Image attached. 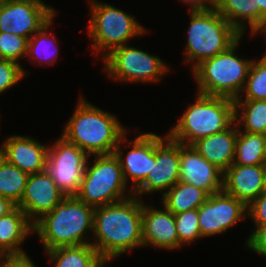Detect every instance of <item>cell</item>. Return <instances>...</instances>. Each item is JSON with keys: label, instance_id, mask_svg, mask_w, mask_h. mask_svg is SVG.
I'll use <instances>...</instances> for the list:
<instances>
[{"label": "cell", "instance_id": "cell-1", "mask_svg": "<svg viewBox=\"0 0 266 267\" xmlns=\"http://www.w3.org/2000/svg\"><path fill=\"white\" fill-rule=\"evenodd\" d=\"M92 235L91 245L106 264L127 251L144 247L142 200L132 195L125 200L94 208Z\"/></svg>", "mask_w": 266, "mask_h": 267}, {"label": "cell", "instance_id": "cell-2", "mask_svg": "<svg viewBox=\"0 0 266 267\" xmlns=\"http://www.w3.org/2000/svg\"><path fill=\"white\" fill-rule=\"evenodd\" d=\"M78 100L61 136L90 157L112 154L127 133L126 126L121 124L116 114L98 108L85 100V97L81 96Z\"/></svg>", "mask_w": 266, "mask_h": 267}, {"label": "cell", "instance_id": "cell-3", "mask_svg": "<svg viewBox=\"0 0 266 267\" xmlns=\"http://www.w3.org/2000/svg\"><path fill=\"white\" fill-rule=\"evenodd\" d=\"M93 221L94 208L71 195L39 219L33 229L45 251H49L62 246L91 244L89 235L93 234Z\"/></svg>", "mask_w": 266, "mask_h": 267}, {"label": "cell", "instance_id": "cell-4", "mask_svg": "<svg viewBox=\"0 0 266 267\" xmlns=\"http://www.w3.org/2000/svg\"><path fill=\"white\" fill-rule=\"evenodd\" d=\"M177 124L167 132L174 141L192 145L198 139L229 128L234 123V100L197 93Z\"/></svg>", "mask_w": 266, "mask_h": 267}, {"label": "cell", "instance_id": "cell-5", "mask_svg": "<svg viewBox=\"0 0 266 267\" xmlns=\"http://www.w3.org/2000/svg\"><path fill=\"white\" fill-rule=\"evenodd\" d=\"M243 35L226 51L206 59L193 70L197 93L235 100L241 94L253 59H242L236 50Z\"/></svg>", "mask_w": 266, "mask_h": 267}, {"label": "cell", "instance_id": "cell-6", "mask_svg": "<svg viewBox=\"0 0 266 267\" xmlns=\"http://www.w3.org/2000/svg\"><path fill=\"white\" fill-rule=\"evenodd\" d=\"M190 24L187 30L184 63H192L193 70L202 61L226 51L242 35L218 12L189 10Z\"/></svg>", "mask_w": 266, "mask_h": 267}, {"label": "cell", "instance_id": "cell-7", "mask_svg": "<svg viewBox=\"0 0 266 267\" xmlns=\"http://www.w3.org/2000/svg\"><path fill=\"white\" fill-rule=\"evenodd\" d=\"M89 7L91 18L87 28L93 42L92 53L96 52V56L102 53L103 59L114 49L126 45L131 38L148 32L134 15L108 3L90 0Z\"/></svg>", "mask_w": 266, "mask_h": 267}, {"label": "cell", "instance_id": "cell-8", "mask_svg": "<svg viewBox=\"0 0 266 267\" xmlns=\"http://www.w3.org/2000/svg\"><path fill=\"white\" fill-rule=\"evenodd\" d=\"M93 165L87 159L79 192L76 196L93 208L125 200L133 191H126L122 168L114 153L93 155Z\"/></svg>", "mask_w": 266, "mask_h": 267}, {"label": "cell", "instance_id": "cell-9", "mask_svg": "<svg viewBox=\"0 0 266 267\" xmlns=\"http://www.w3.org/2000/svg\"><path fill=\"white\" fill-rule=\"evenodd\" d=\"M103 61L108 78L122 83H154L170 71L158 55H150L128 44L114 49Z\"/></svg>", "mask_w": 266, "mask_h": 267}, {"label": "cell", "instance_id": "cell-10", "mask_svg": "<svg viewBox=\"0 0 266 267\" xmlns=\"http://www.w3.org/2000/svg\"><path fill=\"white\" fill-rule=\"evenodd\" d=\"M89 157L77 145L62 136L49 146L46 171L66 196L79 192Z\"/></svg>", "mask_w": 266, "mask_h": 267}, {"label": "cell", "instance_id": "cell-11", "mask_svg": "<svg viewBox=\"0 0 266 267\" xmlns=\"http://www.w3.org/2000/svg\"><path fill=\"white\" fill-rule=\"evenodd\" d=\"M43 0H2L0 3V32L29 39L57 14Z\"/></svg>", "mask_w": 266, "mask_h": 267}, {"label": "cell", "instance_id": "cell-12", "mask_svg": "<svg viewBox=\"0 0 266 267\" xmlns=\"http://www.w3.org/2000/svg\"><path fill=\"white\" fill-rule=\"evenodd\" d=\"M180 143L166 133L164 137L155 133V163L146 179L133 191L140 199L145 194L161 192V197L179 181Z\"/></svg>", "mask_w": 266, "mask_h": 267}, {"label": "cell", "instance_id": "cell-13", "mask_svg": "<svg viewBox=\"0 0 266 267\" xmlns=\"http://www.w3.org/2000/svg\"><path fill=\"white\" fill-rule=\"evenodd\" d=\"M247 206L223 190L209 195L198 208L201 237L223 234L239 220H246Z\"/></svg>", "mask_w": 266, "mask_h": 267}, {"label": "cell", "instance_id": "cell-14", "mask_svg": "<svg viewBox=\"0 0 266 267\" xmlns=\"http://www.w3.org/2000/svg\"><path fill=\"white\" fill-rule=\"evenodd\" d=\"M126 137L127 133L121 138L113 153L119 160L126 184L131 179V190L134 191L146 179L155 163V134H139L134 140L129 141L131 150L123 155L122 146L127 141Z\"/></svg>", "mask_w": 266, "mask_h": 267}, {"label": "cell", "instance_id": "cell-15", "mask_svg": "<svg viewBox=\"0 0 266 267\" xmlns=\"http://www.w3.org/2000/svg\"><path fill=\"white\" fill-rule=\"evenodd\" d=\"M65 197L66 194L44 170L28 176L24 194L16 206L25 212L29 221L34 225Z\"/></svg>", "mask_w": 266, "mask_h": 267}, {"label": "cell", "instance_id": "cell-16", "mask_svg": "<svg viewBox=\"0 0 266 267\" xmlns=\"http://www.w3.org/2000/svg\"><path fill=\"white\" fill-rule=\"evenodd\" d=\"M179 170V181L199 187L209 195L223 189V172L204 159L193 145L180 143Z\"/></svg>", "mask_w": 266, "mask_h": 267}, {"label": "cell", "instance_id": "cell-17", "mask_svg": "<svg viewBox=\"0 0 266 267\" xmlns=\"http://www.w3.org/2000/svg\"><path fill=\"white\" fill-rule=\"evenodd\" d=\"M142 239L143 245L159 249L174 250L183 245L179 242L174 214L164 205L162 209L142 201Z\"/></svg>", "mask_w": 266, "mask_h": 267}, {"label": "cell", "instance_id": "cell-18", "mask_svg": "<svg viewBox=\"0 0 266 267\" xmlns=\"http://www.w3.org/2000/svg\"><path fill=\"white\" fill-rule=\"evenodd\" d=\"M5 160L28 175L46 170L49 146L25 135H11L2 142Z\"/></svg>", "mask_w": 266, "mask_h": 267}, {"label": "cell", "instance_id": "cell-19", "mask_svg": "<svg viewBox=\"0 0 266 267\" xmlns=\"http://www.w3.org/2000/svg\"><path fill=\"white\" fill-rule=\"evenodd\" d=\"M265 165L232 164L223 173V191L246 206L262 194Z\"/></svg>", "mask_w": 266, "mask_h": 267}, {"label": "cell", "instance_id": "cell-20", "mask_svg": "<svg viewBox=\"0 0 266 267\" xmlns=\"http://www.w3.org/2000/svg\"><path fill=\"white\" fill-rule=\"evenodd\" d=\"M238 130L234 122L226 130L200 138L192 145L204 159L224 173L234 161Z\"/></svg>", "mask_w": 266, "mask_h": 267}, {"label": "cell", "instance_id": "cell-21", "mask_svg": "<svg viewBox=\"0 0 266 267\" xmlns=\"http://www.w3.org/2000/svg\"><path fill=\"white\" fill-rule=\"evenodd\" d=\"M34 233L33 224L25 212L16 206L0 218V255L24 253L21 244Z\"/></svg>", "mask_w": 266, "mask_h": 267}, {"label": "cell", "instance_id": "cell-22", "mask_svg": "<svg viewBox=\"0 0 266 267\" xmlns=\"http://www.w3.org/2000/svg\"><path fill=\"white\" fill-rule=\"evenodd\" d=\"M216 9L241 35L248 27L252 37L259 34V5L256 0H220Z\"/></svg>", "mask_w": 266, "mask_h": 267}, {"label": "cell", "instance_id": "cell-23", "mask_svg": "<svg viewBox=\"0 0 266 267\" xmlns=\"http://www.w3.org/2000/svg\"><path fill=\"white\" fill-rule=\"evenodd\" d=\"M54 267H103L106 262L91 244L62 246L45 252Z\"/></svg>", "mask_w": 266, "mask_h": 267}, {"label": "cell", "instance_id": "cell-24", "mask_svg": "<svg viewBox=\"0 0 266 267\" xmlns=\"http://www.w3.org/2000/svg\"><path fill=\"white\" fill-rule=\"evenodd\" d=\"M209 197V194L194 185L178 181L162 197L164 205L173 214L198 209Z\"/></svg>", "mask_w": 266, "mask_h": 267}, {"label": "cell", "instance_id": "cell-25", "mask_svg": "<svg viewBox=\"0 0 266 267\" xmlns=\"http://www.w3.org/2000/svg\"><path fill=\"white\" fill-rule=\"evenodd\" d=\"M234 122L239 131L262 134L266 130V100H234ZM243 130H241V126Z\"/></svg>", "mask_w": 266, "mask_h": 267}, {"label": "cell", "instance_id": "cell-26", "mask_svg": "<svg viewBox=\"0 0 266 267\" xmlns=\"http://www.w3.org/2000/svg\"><path fill=\"white\" fill-rule=\"evenodd\" d=\"M53 19L54 17L28 40L26 58L33 60L32 63L34 64L37 61L39 66L42 65L43 62V66L45 64H55L54 62L58 58V41L56 40V36L53 35V31H49V28L54 22Z\"/></svg>", "mask_w": 266, "mask_h": 267}, {"label": "cell", "instance_id": "cell-27", "mask_svg": "<svg viewBox=\"0 0 266 267\" xmlns=\"http://www.w3.org/2000/svg\"><path fill=\"white\" fill-rule=\"evenodd\" d=\"M233 164L266 165V151L262 134L238 130Z\"/></svg>", "mask_w": 266, "mask_h": 267}, {"label": "cell", "instance_id": "cell-28", "mask_svg": "<svg viewBox=\"0 0 266 267\" xmlns=\"http://www.w3.org/2000/svg\"><path fill=\"white\" fill-rule=\"evenodd\" d=\"M28 176L5 160L0 166V195L17 205L24 194Z\"/></svg>", "mask_w": 266, "mask_h": 267}, {"label": "cell", "instance_id": "cell-29", "mask_svg": "<svg viewBox=\"0 0 266 267\" xmlns=\"http://www.w3.org/2000/svg\"><path fill=\"white\" fill-rule=\"evenodd\" d=\"M242 96L244 100H266V52L260 60L253 59L244 88L238 98Z\"/></svg>", "mask_w": 266, "mask_h": 267}, {"label": "cell", "instance_id": "cell-30", "mask_svg": "<svg viewBox=\"0 0 266 267\" xmlns=\"http://www.w3.org/2000/svg\"><path fill=\"white\" fill-rule=\"evenodd\" d=\"M174 218L178 239L182 245H190L191 242L202 238L198 222V209L174 214Z\"/></svg>", "mask_w": 266, "mask_h": 267}, {"label": "cell", "instance_id": "cell-31", "mask_svg": "<svg viewBox=\"0 0 266 267\" xmlns=\"http://www.w3.org/2000/svg\"><path fill=\"white\" fill-rule=\"evenodd\" d=\"M28 40L25 37L0 32V59L20 63V59L27 55Z\"/></svg>", "mask_w": 266, "mask_h": 267}, {"label": "cell", "instance_id": "cell-32", "mask_svg": "<svg viewBox=\"0 0 266 267\" xmlns=\"http://www.w3.org/2000/svg\"><path fill=\"white\" fill-rule=\"evenodd\" d=\"M27 72L28 71L17 62L0 59V94L16 86L19 81L26 77L28 74Z\"/></svg>", "mask_w": 266, "mask_h": 267}, {"label": "cell", "instance_id": "cell-33", "mask_svg": "<svg viewBox=\"0 0 266 267\" xmlns=\"http://www.w3.org/2000/svg\"><path fill=\"white\" fill-rule=\"evenodd\" d=\"M253 228L255 229L252 230L244 244L247 249L249 248L248 250L266 258V225Z\"/></svg>", "mask_w": 266, "mask_h": 267}, {"label": "cell", "instance_id": "cell-34", "mask_svg": "<svg viewBox=\"0 0 266 267\" xmlns=\"http://www.w3.org/2000/svg\"><path fill=\"white\" fill-rule=\"evenodd\" d=\"M247 216L255 226L266 225V194H261L247 206Z\"/></svg>", "mask_w": 266, "mask_h": 267}, {"label": "cell", "instance_id": "cell-35", "mask_svg": "<svg viewBox=\"0 0 266 267\" xmlns=\"http://www.w3.org/2000/svg\"><path fill=\"white\" fill-rule=\"evenodd\" d=\"M4 267H36L26 252L4 255Z\"/></svg>", "mask_w": 266, "mask_h": 267}, {"label": "cell", "instance_id": "cell-36", "mask_svg": "<svg viewBox=\"0 0 266 267\" xmlns=\"http://www.w3.org/2000/svg\"><path fill=\"white\" fill-rule=\"evenodd\" d=\"M189 4V10H210L216 8L215 0H181Z\"/></svg>", "mask_w": 266, "mask_h": 267}, {"label": "cell", "instance_id": "cell-37", "mask_svg": "<svg viewBox=\"0 0 266 267\" xmlns=\"http://www.w3.org/2000/svg\"><path fill=\"white\" fill-rule=\"evenodd\" d=\"M259 5V34L266 38V0H256Z\"/></svg>", "mask_w": 266, "mask_h": 267}, {"label": "cell", "instance_id": "cell-38", "mask_svg": "<svg viewBox=\"0 0 266 267\" xmlns=\"http://www.w3.org/2000/svg\"><path fill=\"white\" fill-rule=\"evenodd\" d=\"M16 207L10 199L0 195V218L11 212Z\"/></svg>", "mask_w": 266, "mask_h": 267}, {"label": "cell", "instance_id": "cell-39", "mask_svg": "<svg viewBox=\"0 0 266 267\" xmlns=\"http://www.w3.org/2000/svg\"><path fill=\"white\" fill-rule=\"evenodd\" d=\"M4 161H5V151H4L3 144H1V146H0V166Z\"/></svg>", "mask_w": 266, "mask_h": 267}, {"label": "cell", "instance_id": "cell-40", "mask_svg": "<svg viewBox=\"0 0 266 267\" xmlns=\"http://www.w3.org/2000/svg\"><path fill=\"white\" fill-rule=\"evenodd\" d=\"M262 194H266V165H265V175H264Z\"/></svg>", "mask_w": 266, "mask_h": 267}, {"label": "cell", "instance_id": "cell-41", "mask_svg": "<svg viewBox=\"0 0 266 267\" xmlns=\"http://www.w3.org/2000/svg\"><path fill=\"white\" fill-rule=\"evenodd\" d=\"M262 137L264 140V147H265V151H266V130L262 133Z\"/></svg>", "mask_w": 266, "mask_h": 267}, {"label": "cell", "instance_id": "cell-42", "mask_svg": "<svg viewBox=\"0 0 266 267\" xmlns=\"http://www.w3.org/2000/svg\"><path fill=\"white\" fill-rule=\"evenodd\" d=\"M0 267H4V255H0Z\"/></svg>", "mask_w": 266, "mask_h": 267}]
</instances>
